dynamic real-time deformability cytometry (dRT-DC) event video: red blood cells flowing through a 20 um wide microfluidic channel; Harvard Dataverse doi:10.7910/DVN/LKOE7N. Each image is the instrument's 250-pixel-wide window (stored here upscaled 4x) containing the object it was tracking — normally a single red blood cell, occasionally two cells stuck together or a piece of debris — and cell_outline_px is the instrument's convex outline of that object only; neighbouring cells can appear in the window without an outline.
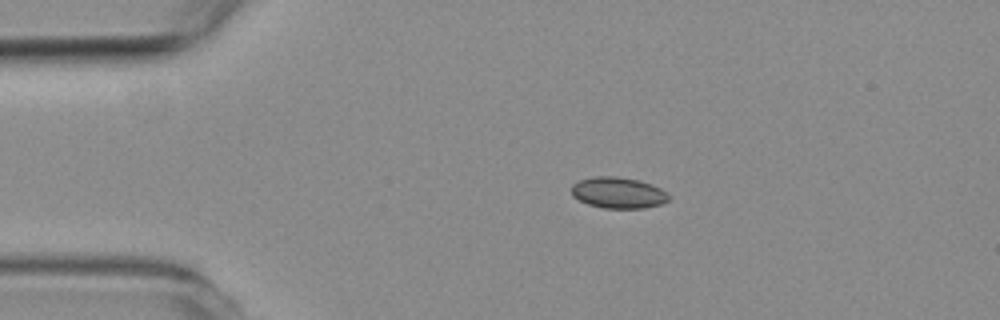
{"species": "common noctule bat (a hibernating species)", "species_latin": "Nyctalus noctula", "temperature_condition": "room temperature", "stored_images_in_passage": 5, "camera_frame_rate_fps": 3000, "um_per_image_px": 0.085, "animal": {"sex": "female", "body_mass_g": 19.3, "forearm_length_mm": 54.1}, "frame": {"image": 1, "passage_image": 1, "time_ms": 0.0, "image_size_px": [1000, 320], "cell_outline_px": [[668, 200], [660, 204], [644, 208], [604, 208], [588, 204], [572, 196], [572, 184], [580, 180], [596, 176], [616, 176], [640, 180], [652, 184], [660, 188], [668, 196]], "centroid_in_image_um": [52.53, 16.37], "position_along_channel_um": 32.5, "area_um2": 17.51}}
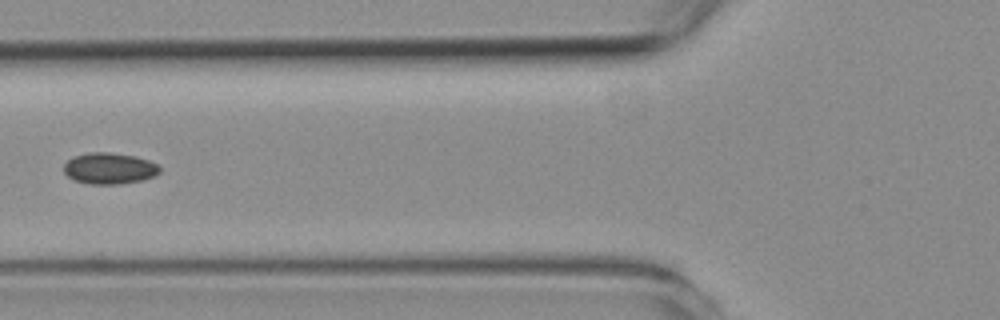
{"frame": {"image": 2, "passage_image": 4, "time_ms": 3.333, "image_size_px": [1000, 320], "cell_outline_px": [[160, 172], [156, 176], [144, 180], [120, 184], [88, 184], [72, 180], [64, 172], [64, 164], [72, 156], [92, 152], [108, 152], [136, 156], [148, 160], [156, 164], [160, 168]], "centroid_in_image_um": [9.3, 14.32], "position_along_channel_um": 116.5, "area_um2": 17.69}}
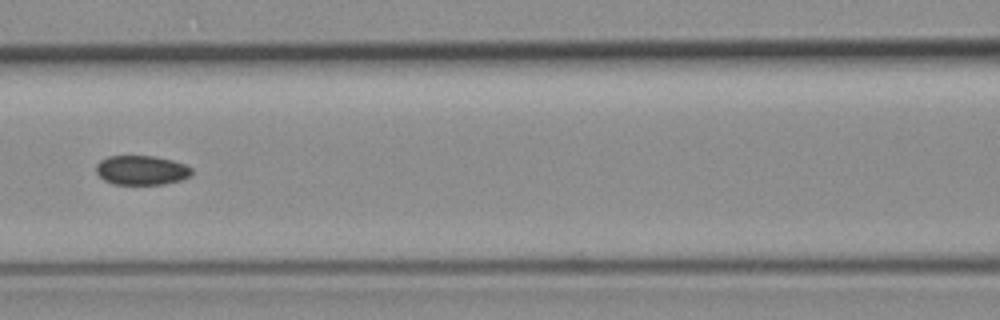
{"frame": {"image": 3, "passage_image": 5, "time_ms": 4.333, "image_size_px": [1000, 320], "cell_outline_px": [[192, 172], [188, 176], [180, 180], [164, 184], [112, 184], [104, 180], [96, 172], [96, 164], [100, 160], [108, 156], [152, 156], [172, 160], [184, 164], [192, 168]], "centroid_in_image_um": [12.0, 14.46], "position_along_channel_um": 154.6, "area_um2": 16.3}}